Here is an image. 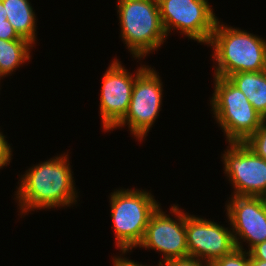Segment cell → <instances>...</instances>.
<instances>
[{"instance_id":"1","label":"cell","mask_w":266,"mask_h":266,"mask_svg":"<svg viewBox=\"0 0 266 266\" xmlns=\"http://www.w3.org/2000/svg\"><path fill=\"white\" fill-rule=\"evenodd\" d=\"M68 154H61L25 171L17 187L16 199L20 215L40 209L71 207L78 192Z\"/></svg>"},{"instance_id":"2","label":"cell","mask_w":266,"mask_h":266,"mask_svg":"<svg viewBox=\"0 0 266 266\" xmlns=\"http://www.w3.org/2000/svg\"><path fill=\"white\" fill-rule=\"evenodd\" d=\"M208 45L213 48V76L228 78L234 73L266 70V40L258 35L218 19Z\"/></svg>"},{"instance_id":"3","label":"cell","mask_w":266,"mask_h":266,"mask_svg":"<svg viewBox=\"0 0 266 266\" xmlns=\"http://www.w3.org/2000/svg\"><path fill=\"white\" fill-rule=\"evenodd\" d=\"M116 5L120 37L133 58L143 59L161 48L168 36L157 0H118Z\"/></svg>"},{"instance_id":"4","label":"cell","mask_w":266,"mask_h":266,"mask_svg":"<svg viewBox=\"0 0 266 266\" xmlns=\"http://www.w3.org/2000/svg\"><path fill=\"white\" fill-rule=\"evenodd\" d=\"M109 199L115 245L127 254L143 241L149 219L160 204L150 191L129 188L116 189Z\"/></svg>"},{"instance_id":"5","label":"cell","mask_w":266,"mask_h":266,"mask_svg":"<svg viewBox=\"0 0 266 266\" xmlns=\"http://www.w3.org/2000/svg\"><path fill=\"white\" fill-rule=\"evenodd\" d=\"M211 111L227 143H244L264 122L247 97L227 78L214 76Z\"/></svg>"},{"instance_id":"6","label":"cell","mask_w":266,"mask_h":266,"mask_svg":"<svg viewBox=\"0 0 266 266\" xmlns=\"http://www.w3.org/2000/svg\"><path fill=\"white\" fill-rule=\"evenodd\" d=\"M158 74L147 65L135 78L128 112L112 130L128 125L136 140L141 142L148 136L162 107L163 82Z\"/></svg>"},{"instance_id":"7","label":"cell","mask_w":266,"mask_h":266,"mask_svg":"<svg viewBox=\"0 0 266 266\" xmlns=\"http://www.w3.org/2000/svg\"><path fill=\"white\" fill-rule=\"evenodd\" d=\"M164 30L174 29L190 40L208 44L218 17L208 0H157ZM172 28V29H171Z\"/></svg>"},{"instance_id":"8","label":"cell","mask_w":266,"mask_h":266,"mask_svg":"<svg viewBox=\"0 0 266 266\" xmlns=\"http://www.w3.org/2000/svg\"><path fill=\"white\" fill-rule=\"evenodd\" d=\"M177 205L173 204L169 209L174 219L163 212L160 206L157 208L151 215L143 241L138 246L163 253L159 266L172 259L188 257L185 212Z\"/></svg>"},{"instance_id":"9","label":"cell","mask_w":266,"mask_h":266,"mask_svg":"<svg viewBox=\"0 0 266 266\" xmlns=\"http://www.w3.org/2000/svg\"><path fill=\"white\" fill-rule=\"evenodd\" d=\"M227 148L222 162L235 190L231 196H261L266 191V160L245 143H228Z\"/></svg>"},{"instance_id":"10","label":"cell","mask_w":266,"mask_h":266,"mask_svg":"<svg viewBox=\"0 0 266 266\" xmlns=\"http://www.w3.org/2000/svg\"><path fill=\"white\" fill-rule=\"evenodd\" d=\"M122 64L114 59L103 74L99 110L105 132L112 131L127 114L135 78L147 67L141 64L134 75Z\"/></svg>"},{"instance_id":"11","label":"cell","mask_w":266,"mask_h":266,"mask_svg":"<svg viewBox=\"0 0 266 266\" xmlns=\"http://www.w3.org/2000/svg\"><path fill=\"white\" fill-rule=\"evenodd\" d=\"M188 256L212 263L235 248L232 228L185 213Z\"/></svg>"},{"instance_id":"12","label":"cell","mask_w":266,"mask_h":266,"mask_svg":"<svg viewBox=\"0 0 266 266\" xmlns=\"http://www.w3.org/2000/svg\"><path fill=\"white\" fill-rule=\"evenodd\" d=\"M226 203V216L232 228L235 246L248 243L249 252L254 246L266 241V207L260 196H232ZM242 241V242H241Z\"/></svg>"},{"instance_id":"13","label":"cell","mask_w":266,"mask_h":266,"mask_svg":"<svg viewBox=\"0 0 266 266\" xmlns=\"http://www.w3.org/2000/svg\"><path fill=\"white\" fill-rule=\"evenodd\" d=\"M247 97L253 108L266 117V70L234 73L227 78Z\"/></svg>"},{"instance_id":"14","label":"cell","mask_w":266,"mask_h":266,"mask_svg":"<svg viewBox=\"0 0 266 266\" xmlns=\"http://www.w3.org/2000/svg\"><path fill=\"white\" fill-rule=\"evenodd\" d=\"M5 16L17 34L36 44V15L30 0H2Z\"/></svg>"},{"instance_id":"15","label":"cell","mask_w":266,"mask_h":266,"mask_svg":"<svg viewBox=\"0 0 266 266\" xmlns=\"http://www.w3.org/2000/svg\"><path fill=\"white\" fill-rule=\"evenodd\" d=\"M33 47L29 40L0 39V77L12 75L21 64L30 60Z\"/></svg>"},{"instance_id":"16","label":"cell","mask_w":266,"mask_h":266,"mask_svg":"<svg viewBox=\"0 0 266 266\" xmlns=\"http://www.w3.org/2000/svg\"><path fill=\"white\" fill-rule=\"evenodd\" d=\"M211 266H250V253L235 248L230 254L213 261Z\"/></svg>"},{"instance_id":"17","label":"cell","mask_w":266,"mask_h":266,"mask_svg":"<svg viewBox=\"0 0 266 266\" xmlns=\"http://www.w3.org/2000/svg\"><path fill=\"white\" fill-rule=\"evenodd\" d=\"M244 143L256 155L266 160V123L263 122Z\"/></svg>"},{"instance_id":"18","label":"cell","mask_w":266,"mask_h":266,"mask_svg":"<svg viewBox=\"0 0 266 266\" xmlns=\"http://www.w3.org/2000/svg\"><path fill=\"white\" fill-rule=\"evenodd\" d=\"M160 266H211L210 263L195 257H185L169 260Z\"/></svg>"},{"instance_id":"19","label":"cell","mask_w":266,"mask_h":266,"mask_svg":"<svg viewBox=\"0 0 266 266\" xmlns=\"http://www.w3.org/2000/svg\"><path fill=\"white\" fill-rule=\"evenodd\" d=\"M11 145L0 131V169L10 164L12 155Z\"/></svg>"},{"instance_id":"20","label":"cell","mask_w":266,"mask_h":266,"mask_svg":"<svg viewBox=\"0 0 266 266\" xmlns=\"http://www.w3.org/2000/svg\"><path fill=\"white\" fill-rule=\"evenodd\" d=\"M0 39L3 40H27L20 37L8 20L0 22Z\"/></svg>"},{"instance_id":"21","label":"cell","mask_w":266,"mask_h":266,"mask_svg":"<svg viewBox=\"0 0 266 266\" xmlns=\"http://www.w3.org/2000/svg\"><path fill=\"white\" fill-rule=\"evenodd\" d=\"M250 259L266 261V241L257 244L250 251Z\"/></svg>"},{"instance_id":"22","label":"cell","mask_w":266,"mask_h":266,"mask_svg":"<svg viewBox=\"0 0 266 266\" xmlns=\"http://www.w3.org/2000/svg\"><path fill=\"white\" fill-rule=\"evenodd\" d=\"M112 261H113V266H147V265L137 263L134 260H130L126 257H123V253H121L120 256H117V257L114 256Z\"/></svg>"},{"instance_id":"23","label":"cell","mask_w":266,"mask_h":266,"mask_svg":"<svg viewBox=\"0 0 266 266\" xmlns=\"http://www.w3.org/2000/svg\"><path fill=\"white\" fill-rule=\"evenodd\" d=\"M250 266H266V261L250 259Z\"/></svg>"},{"instance_id":"24","label":"cell","mask_w":266,"mask_h":266,"mask_svg":"<svg viewBox=\"0 0 266 266\" xmlns=\"http://www.w3.org/2000/svg\"><path fill=\"white\" fill-rule=\"evenodd\" d=\"M4 20H7V17L5 16V8L2 0H0V22H3Z\"/></svg>"},{"instance_id":"25","label":"cell","mask_w":266,"mask_h":266,"mask_svg":"<svg viewBox=\"0 0 266 266\" xmlns=\"http://www.w3.org/2000/svg\"><path fill=\"white\" fill-rule=\"evenodd\" d=\"M260 197L262 198L264 206L266 207V191Z\"/></svg>"}]
</instances>
